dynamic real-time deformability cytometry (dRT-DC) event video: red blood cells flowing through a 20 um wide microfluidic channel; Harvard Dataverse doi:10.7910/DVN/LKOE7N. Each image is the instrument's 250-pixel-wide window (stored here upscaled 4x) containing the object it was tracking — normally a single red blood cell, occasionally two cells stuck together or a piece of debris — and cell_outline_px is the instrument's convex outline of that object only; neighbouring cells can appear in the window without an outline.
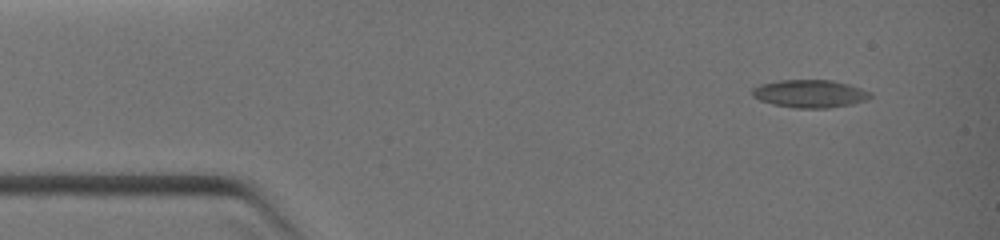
{"species": "common noctule bat (a hibernating species)", "species_latin": "Nyctalus noctula", "temperature_condition": "warm", "stored_images_in_passage": 4, "segment_of_instrument_passage": [1, 2], "camera_frame_rate_fps": 3000, "um_per_image_px": 0.085, "animal": {"sex": "female", "body_mass_g": 19.0, "forearm_length_mm": 51.5}, "frame": {"image": 1, "passage_image": 1, "time_ms": 0.0, "image_size_px": [1000, 240], "cell_outline_px": [[872, 96], [868, 100], [852, 104], [828, 108], [796, 108], [772, 104], [760, 100], [752, 96], [752, 88], [760, 84], [776, 80], [832, 80], [848, 84], [872, 92]], "centroid_in_image_um": [68.84, 7.96], "position_along_channel_um": 16.2, "area_um2": 19.31}}